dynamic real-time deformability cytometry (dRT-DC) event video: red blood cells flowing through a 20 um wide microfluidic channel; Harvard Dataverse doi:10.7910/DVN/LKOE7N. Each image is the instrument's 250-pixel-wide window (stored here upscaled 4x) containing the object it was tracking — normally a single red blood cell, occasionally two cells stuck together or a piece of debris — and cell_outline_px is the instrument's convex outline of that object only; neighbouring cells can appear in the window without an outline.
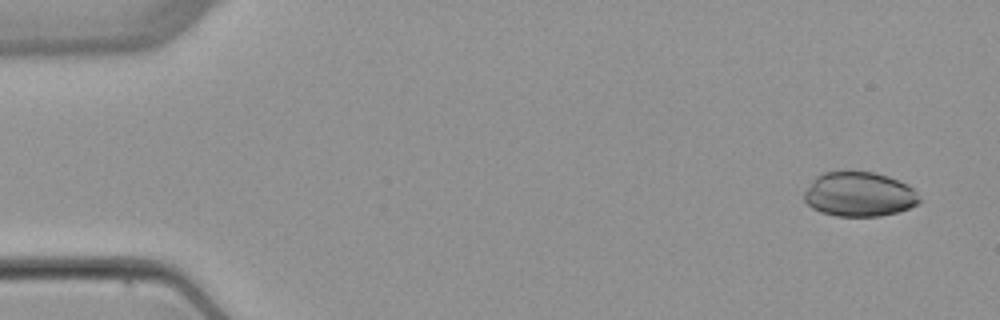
{"species": "common noctule bat (a hibernating species)", "species_latin": "Nyctalus noctula", "temperature_condition": "warm", "stored_images_in_passage": 4, "camera_frame_rate_fps": 3000, "um_per_image_px": 0.085, "animal": {"sex": "female", "body_mass_g": 22.7, "forearm_length_mm": 54.2}, "frame": {"image": 1, "passage_image": 1, "time_ms": 0.0, "image_size_px": [1000, 320], "cell_outline_px": [[920, 200], [916, 204], [908, 208], [896, 212], [880, 216], [836, 216], [820, 212], [812, 208], [804, 200], [804, 192], [812, 180], [816, 176], [824, 172], [872, 172], [888, 176], [908, 184], [916, 192]], "centroid_in_image_um": [73.0, 16.52], "position_along_channel_um": 12.0, "area_um2": 29.77}}
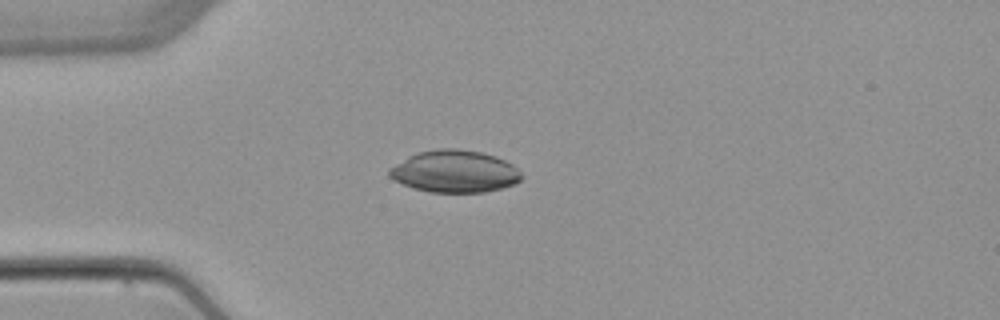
{"frame": {"image": 2, "passage_image": 4, "time_ms": 3.667, "image_size_px": [1000, 320], "cell_outline_px": [[524, 176], [516, 184], [484, 192], [428, 192], [412, 188], [388, 176], [388, 168], [408, 156], [416, 152], [440, 148], [456, 148], [480, 152], [496, 156], [512, 164]], "centroid_in_image_um": [38.63, 14.56], "position_along_channel_um": 46.4, "area_um2": 32.6}}